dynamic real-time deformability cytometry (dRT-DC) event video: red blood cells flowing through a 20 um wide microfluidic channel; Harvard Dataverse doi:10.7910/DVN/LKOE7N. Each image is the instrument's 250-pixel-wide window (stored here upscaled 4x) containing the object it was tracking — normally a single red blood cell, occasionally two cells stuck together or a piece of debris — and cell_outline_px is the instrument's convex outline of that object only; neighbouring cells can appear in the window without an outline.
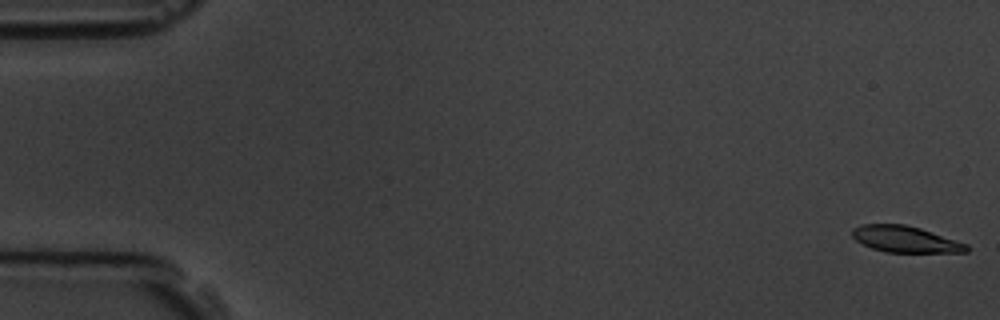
{"species": "common noctule bat (a hibernating species)", "species_latin": "Nyctalus noctula", "temperature_condition": "room temperature", "stored_images_in_passage": 15, "camera_frame_rate_fps": 3000, "um_per_image_px": 0.085, "animal": {"sex": "male", "body_mass_g": 19.5, "forearm_length_mm": 54.6}, "frame": {"image": 1, "passage_image": 1, "time_ms": 0.0, "image_size_px": [1000, 320], "cell_outline_px": [[968, 252], [884, 252], [872, 248], [856, 240], [852, 236], [852, 228], [860, 224], [904, 224], [920, 228], [968, 244]], "centroid_in_image_um": [76.93, 20.33], "position_along_channel_um": 8.1, "area_um2": 17.46}}
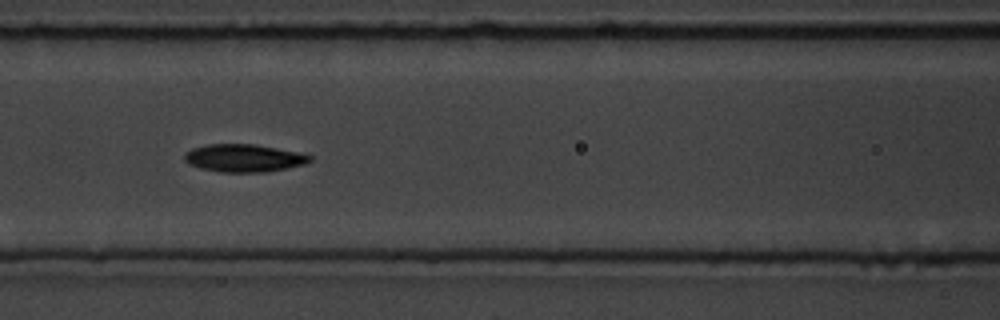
{"frame": {"image": 2, "passage_image": 7, "time_ms": 7.667, "image_size_px": [1000, 320], "cell_outline_px": [[312, 160], [304, 164], [264, 172], [220, 172], [200, 168], [188, 164], [184, 160], [184, 152], [192, 148], [208, 144], [252, 144], [304, 152], [312, 156]], "centroid_in_image_um": [20.72, 13.42], "position_along_channel_um": 145.9, "area_um2": 20.4}}
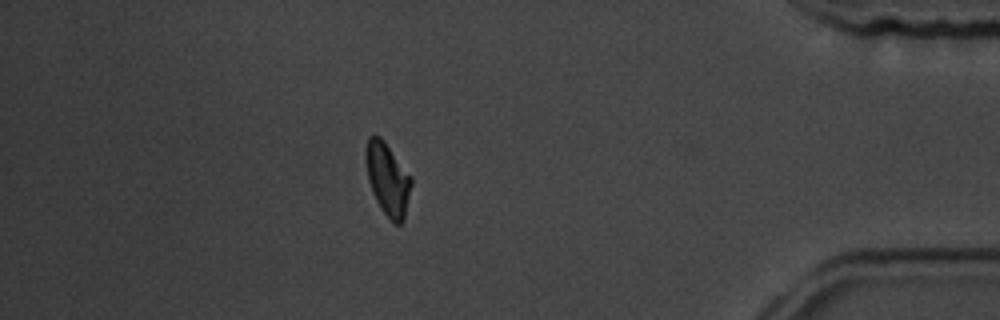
{"frame": {"image": 3, "passage_image": 14, "time_ms": 15.667, "image_size_px": [1000, 320], "cell_outline_px": [[412, 184], [404, 220], [400, 224], [396, 224], [380, 208], [372, 192], [368, 180], [364, 156], [364, 148], [368, 136], [380, 136], [384, 140], [412, 176]], "centroid_in_image_um": [32.94, 15.18], "position_along_channel_um": 402.3, "area_um2": 19.48}, "authors_computed_cell_mechanics": {"area_um2": 19.5942, "velocity_mm_per_s": 3.7352, "shape_relaxation_time_tau1_ms": 3.9715, "shape_relaxation_time_tau2_ms": 3.8154, "deformation_change_tau1": 0.0994, "deformation_change_tau2": 0.0763}}